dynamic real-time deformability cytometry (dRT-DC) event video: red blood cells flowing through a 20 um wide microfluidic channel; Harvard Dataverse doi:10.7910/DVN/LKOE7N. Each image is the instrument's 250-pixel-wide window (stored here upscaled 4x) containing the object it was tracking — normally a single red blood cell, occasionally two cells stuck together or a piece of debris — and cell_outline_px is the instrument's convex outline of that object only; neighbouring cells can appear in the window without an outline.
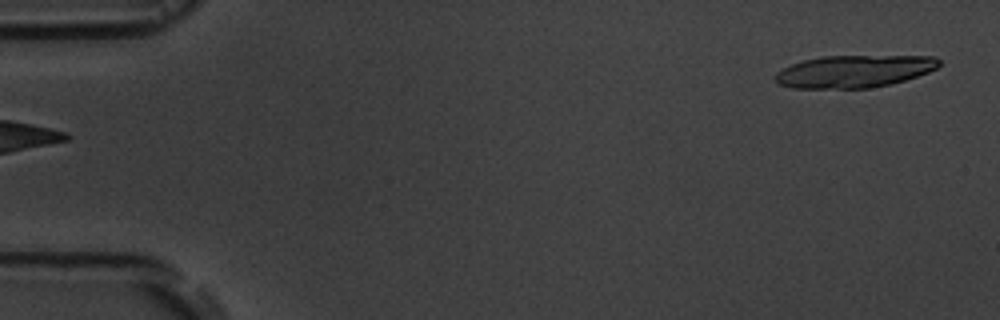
{"species": "common noctule bat (a hibernating species)", "species_latin": "Nyctalus noctula", "temperature_condition": "room temperature", "stored_images_in_passage": 3, "segment_of_instrument_passage": [2, 2], "camera_frame_rate_fps": 3000, "um_per_image_px": 0.085, "animal": {"sex": "male", "body_mass_g": 19.5, "forearm_length_mm": 54.6}, "frame": {"image": 1, "passage_image": 3, "time_ms": 6.0, "image_size_px": [1000, 320], "cell_outline_px": [[940, 64], [936, 68], [928, 72], [892, 84], [868, 88], [792, 88], [780, 84], [776, 80], [776, 72], [792, 64], [804, 60], [824, 56], [936, 56], [940, 60]], "centroid_in_image_um": [72.62, 6.06], "position_along_channel_um": 12.4, "area_um2": 30.69}}